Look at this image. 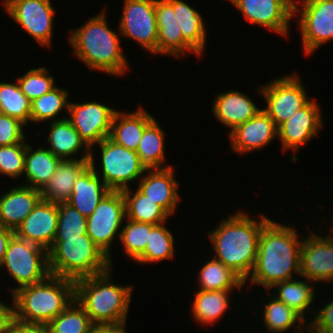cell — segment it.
Masks as SVG:
<instances>
[{"mask_svg":"<svg viewBox=\"0 0 333 333\" xmlns=\"http://www.w3.org/2000/svg\"><path fill=\"white\" fill-rule=\"evenodd\" d=\"M291 226L269 220L261 231L254 268L248 279L250 284L270 290L276 283L300 276V250L303 239ZM293 273V274H292Z\"/></svg>","mask_w":333,"mask_h":333,"instance_id":"1","label":"cell"},{"mask_svg":"<svg viewBox=\"0 0 333 333\" xmlns=\"http://www.w3.org/2000/svg\"><path fill=\"white\" fill-rule=\"evenodd\" d=\"M270 220L264 215L252 219L244 212L231 214L208 235L214 248V259L232 269L246 283L256 263L263 226Z\"/></svg>","mask_w":333,"mask_h":333,"instance_id":"2","label":"cell"},{"mask_svg":"<svg viewBox=\"0 0 333 333\" xmlns=\"http://www.w3.org/2000/svg\"><path fill=\"white\" fill-rule=\"evenodd\" d=\"M105 12L95 15L84 25L71 30L70 44L74 54L87 67L112 76H119L129 69L126 56L120 47V38L109 29Z\"/></svg>","mask_w":333,"mask_h":333,"instance_id":"3","label":"cell"},{"mask_svg":"<svg viewBox=\"0 0 333 333\" xmlns=\"http://www.w3.org/2000/svg\"><path fill=\"white\" fill-rule=\"evenodd\" d=\"M111 269L74 281L75 300L84 308L93 324L127 323L132 287L114 284Z\"/></svg>","mask_w":333,"mask_h":333,"instance_id":"4","label":"cell"},{"mask_svg":"<svg viewBox=\"0 0 333 333\" xmlns=\"http://www.w3.org/2000/svg\"><path fill=\"white\" fill-rule=\"evenodd\" d=\"M12 296L15 318L48 325L75 299V282L49 275L40 283L17 289Z\"/></svg>","mask_w":333,"mask_h":333,"instance_id":"5","label":"cell"},{"mask_svg":"<svg viewBox=\"0 0 333 333\" xmlns=\"http://www.w3.org/2000/svg\"><path fill=\"white\" fill-rule=\"evenodd\" d=\"M50 275L77 280L107 272L109 257L88 234L80 238H54L47 250Z\"/></svg>","mask_w":333,"mask_h":333,"instance_id":"6","label":"cell"},{"mask_svg":"<svg viewBox=\"0 0 333 333\" xmlns=\"http://www.w3.org/2000/svg\"><path fill=\"white\" fill-rule=\"evenodd\" d=\"M19 285L10 291L12 294L19 288L44 281L49 275L47 250L14 235L6 249L1 267Z\"/></svg>","mask_w":333,"mask_h":333,"instance_id":"7","label":"cell"},{"mask_svg":"<svg viewBox=\"0 0 333 333\" xmlns=\"http://www.w3.org/2000/svg\"><path fill=\"white\" fill-rule=\"evenodd\" d=\"M296 14L305 54L333 39V0H294L293 17Z\"/></svg>","mask_w":333,"mask_h":333,"instance_id":"8","label":"cell"},{"mask_svg":"<svg viewBox=\"0 0 333 333\" xmlns=\"http://www.w3.org/2000/svg\"><path fill=\"white\" fill-rule=\"evenodd\" d=\"M259 92L267 103V107L263 108V111L277 127L311 101L296 73L261 85Z\"/></svg>","mask_w":333,"mask_h":333,"instance_id":"9","label":"cell"},{"mask_svg":"<svg viewBox=\"0 0 333 333\" xmlns=\"http://www.w3.org/2000/svg\"><path fill=\"white\" fill-rule=\"evenodd\" d=\"M96 145L101 149L102 179L111 191L129 188L131 181L140 180L146 173L136 151L116 144L109 137Z\"/></svg>","mask_w":333,"mask_h":333,"instance_id":"10","label":"cell"},{"mask_svg":"<svg viewBox=\"0 0 333 333\" xmlns=\"http://www.w3.org/2000/svg\"><path fill=\"white\" fill-rule=\"evenodd\" d=\"M125 217L126 205L122 191H110L87 218V234L109 257L111 267L113 264L111 245L118 233L120 237L121 225Z\"/></svg>","mask_w":333,"mask_h":333,"instance_id":"11","label":"cell"},{"mask_svg":"<svg viewBox=\"0 0 333 333\" xmlns=\"http://www.w3.org/2000/svg\"><path fill=\"white\" fill-rule=\"evenodd\" d=\"M123 5L118 33L155 54L158 41L155 0H124Z\"/></svg>","mask_w":333,"mask_h":333,"instance_id":"12","label":"cell"},{"mask_svg":"<svg viewBox=\"0 0 333 333\" xmlns=\"http://www.w3.org/2000/svg\"><path fill=\"white\" fill-rule=\"evenodd\" d=\"M3 4L10 17L41 46H50L55 14L51 0H4Z\"/></svg>","mask_w":333,"mask_h":333,"instance_id":"13","label":"cell"},{"mask_svg":"<svg viewBox=\"0 0 333 333\" xmlns=\"http://www.w3.org/2000/svg\"><path fill=\"white\" fill-rule=\"evenodd\" d=\"M67 112L71 116L67 119L92 151L95 144L109 137L116 110L90 101L81 104L70 102Z\"/></svg>","mask_w":333,"mask_h":333,"instance_id":"14","label":"cell"},{"mask_svg":"<svg viewBox=\"0 0 333 333\" xmlns=\"http://www.w3.org/2000/svg\"><path fill=\"white\" fill-rule=\"evenodd\" d=\"M239 9L245 20L261 25L279 35L288 36L293 18L294 0H229Z\"/></svg>","mask_w":333,"mask_h":333,"instance_id":"15","label":"cell"},{"mask_svg":"<svg viewBox=\"0 0 333 333\" xmlns=\"http://www.w3.org/2000/svg\"><path fill=\"white\" fill-rule=\"evenodd\" d=\"M300 277L309 281L333 282V234L311 232L300 250Z\"/></svg>","mask_w":333,"mask_h":333,"instance_id":"16","label":"cell"},{"mask_svg":"<svg viewBox=\"0 0 333 333\" xmlns=\"http://www.w3.org/2000/svg\"><path fill=\"white\" fill-rule=\"evenodd\" d=\"M322 124L320 108L311 100L278 127V138L284 152L288 149L298 150L308 143L320 131Z\"/></svg>","mask_w":333,"mask_h":333,"instance_id":"17","label":"cell"},{"mask_svg":"<svg viewBox=\"0 0 333 333\" xmlns=\"http://www.w3.org/2000/svg\"><path fill=\"white\" fill-rule=\"evenodd\" d=\"M58 204L41 199L14 231L15 235L48 250L57 231Z\"/></svg>","mask_w":333,"mask_h":333,"instance_id":"18","label":"cell"},{"mask_svg":"<svg viewBox=\"0 0 333 333\" xmlns=\"http://www.w3.org/2000/svg\"><path fill=\"white\" fill-rule=\"evenodd\" d=\"M278 136V127L261 109L252 119L229 131L231 150L244 154L268 145Z\"/></svg>","mask_w":333,"mask_h":333,"instance_id":"19","label":"cell"},{"mask_svg":"<svg viewBox=\"0 0 333 333\" xmlns=\"http://www.w3.org/2000/svg\"><path fill=\"white\" fill-rule=\"evenodd\" d=\"M158 41L155 54L180 57L187 52L200 54L183 38L174 16L173 7L166 0H155Z\"/></svg>","mask_w":333,"mask_h":333,"instance_id":"20","label":"cell"},{"mask_svg":"<svg viewBox=\"0 0 333 333\" xmlns=\"http://www.w3.org/2000/svg\"><path fill=\"white\" fill-rule=\"evenodd\" d=\"M139 180L138 189L156 202L169 216L173 214L180 202L178 194L179 183L175 179V170L172 167L146 170Z\"/></svg>","mask_w":333,"mask_h":333,"instance_id":"21","label":"cell"},{"mask_svg":"<svg viewBox=\"0 0 333 333\" xmlns=\"http://www.w3.org/2000/svg\"><path fill=\"white\" fill-rule=\"evenodd\" d=\"M89 162L90 166L74 183L71 197L67 202L86 218L92 214L100 201L111 191L96 171L92 151Z\"/></svg>","mask_w":333,"mask_h":333,"instance_id":"22","label":"cell"},{"mask_svg":"<svg viewBox=\"0 0 333 333\" xmlns=\"http://www.w3.org/2000/svg\"><path fill=\"white\" fill-rule=\"evenodd\" d=\"M42 199L39 189L21 185L0 197V225L16 230Z\"/></svg>","mask_w":333,"mask_h":333,"instance_id":"23","label":"cell"},{"mask_svg":"<svg viewBox=\"0 0 333 333\" xmlns=\"http://www.w3.org/2000/svg\"><path fill=\"white\" fill-rule=\"evenodd\" d=\"M90 166L89 159L61 160L50 181L40 190L43 200L55 204L69 201L74 183Z\"/></svg>","mask_w":333,"mask_h":333,"instance_id":"24","label":"cell"},{"mask_svg":"<svg viewBox=\"0 0 333 333\" xmlns=\"http://www.w3.org/2000/svg\"><path fill=\"white\" fill-rule=\"evenodd\" d=\"M216 96H214L212 112L215 118L225 126L230 127V131L252 119L261 110L250 97L237 90L219 93Z\"/></svg>","mask_w":333,"mask_h":333,"instance_id":"25","label":"cell"},{"mask_svg":"<svg viewBox=\"0 0 333 333\" xmlns=\"http://www.w3.org/2000/svg\"><path fill=\"white\" fill-rule=\"evenodd\" d=\"M154 119L143 107L130 113L116 111L109 138L118 145L136 151L144 129Z\"/></svg>","mask_w":333,"mask_h":333,"instance_id":"26","label":"cell"},{"mask_svg":"<svg viewBox=\"0 0 333 333\" xmlns=\"http://www.w3.org/2000/svg\"><path fill=\"white\" fill-rule=\"evenodd\" d=\"M47 140L50 145L47 149L62 160L76 159L71 157L80 150L83 152V159H90L91 148L80 137L66 117L51 121ZM83 146L86 151L82 150Z\"/></svg>","mask_w":333,"mask_h":333,"instance_id":"27","label":"cell"},{"mask_svg":"<svg viewBox=\"0 0 333 333\" xmlns=\"http://www.w3.org/2000/svg\"><path fill=\"white\" fill-rule=\"evenodd\" d=\"M61 160L47 148L39 146L33 150L27 144L23 173L28 180L26 185L41 190L50 181Z\"/></svg>","mask_w":333,"mask_h":333,"instance_id":"28","label":"cell"},{"mask_svg":"<svg viewBox=\"0 0 333 333\" xmlns=\"http://www.w3.org/2000/svg\"><path fill=\"white\" fill-rule=\"evenodd\" d=\"M182 31L183 38L200 54L206 46V30L201 14L182 0H166Z\"/></svg>","mask_w":333,"mask_h":333,"instance_id":"29","label":"cell"},{"mask_svg":"<svg viewBox=\"0 0 333 333\" xmlns=\"http://www.w3.org/2000/svg\"><path fill=\"white\" fill-rule=\"evenodd\" d=\"M164 135L165 133L156 119L144 129L136 153L139 156L140 164L145 170L171 167L164 165Z\"/></svg>","mask_w":333,"mask_h":333,"instance_id":"30","label":"cell"},{"mask_svg":"<svg viewBox=\"0 0 333 333\" xmlns=\"http://www.w3.org/2000/svg\"><path fill=\"white\" fill-rule=\"evenodd\" d=\"M231 290H213L196 292L193 304L192 315L194 321L199 324L209 325L215 323L226 312L229 306V293Z\"/></svg>","mask_w":333,"mask_h":333,"instance_id":"31","label":"cell"},{"mask_svg":"<svg viewBox=\"0 0 333 333\" xmlns=\"http://www.w3.org/2000/svg\"><path fill=\"white\" fill-rule=\"evenodd\" d=\"M136 189L133 193L130 187L122 190L126 205V218L152 225L165 223L169 215L156 202L149 199L138 188Z\"/></svg>","mask_w":333,"mask_h":333,"instance_id":"32","label":"cell"},{"mask_svg":"<svg viewBox=\"0 0 333 333\" xmlns=\"http://www.w3.org/2000/svg\"><path fill=\"white\" fill-rule=\"evenodd\" d=\"M304 280L295 278L289 281H282L276 283L271 289L276 288L277 296L275 297L306 320L304 313L314 303L316 292L313 290L312 282L308 279Z\"/></svg>","mask_w":333,"mask_h":333,"instance_id":"33","label":"cell"},{"mask_svg":"<svg viewBox=\"0 0 333 333\" xmlns=\"http://www.w3.org/2000/svg\"><path fill=\"white\" fill-rule=\"evenodd\" d=\"M198 281V287L203 291L233 290L236 287L240 291L245 284L238 274L214 258L201 268Z\"/></svg>","mask_w":333,"mask_h":333,"instance_id":"34","label":"cell"},{"mask_svg":"<svg viewBox=\"0 0 333 333\" xmlns=\"http://www.w3.org/2000/svg\"><path fill=\"white\" fill-rule=\"evenodd\" d=\"M274 296L271 297L268 303H265L263 309V320L266 329L271 333H283L291 327L298 328L299 333H303V330L308 331V327H303L305 320Z\"/></svg>","mask_w":333,"mask_h":333,"instance_id":"35","label":"cell"},{"mask_svg":"<svg viewBox=\"0 0 333 333\" xmlns=\"http://www.w3.org/2000/svg\"><path fill=\"white\" fill-rule=\"evenodd\" d=\"M0 82V113L16 118L25 125L30 121L31 101L22 93L18 81Z\"/></svg>","mask_w":333,"mask_h":333,"instance_id":"36","label":"cell"},{"mask_svg":"<svg viewBox=\"0 0 333 333\" xmlns=\"http://www.w3.org/2000/svg\"><path fill=\"white\" fill-rule=\"evenodd\" d=\"M68 91L57 86L41 97L31 101L30 122H44L47 120H60L56 118L62 109L68 110ZM56 118V119H55Z\"/></svg>","mask_w":333,"mask_h":333,"instance_id":"37","label":"cell"},{"mask_svg":"<svg viewBox=\"0 0 333 333\" xmlns=\"http://www.w3.org/2000/svg\"><path fill=\"white\" fill-rule=\"evenodd\" d=\"M84 308L74 299L49 324V333H90L93 327Z\"/></svg>","mask_w":333,"mask_h":333,"instance_id":"38","label":"cell"},{"mask_svg":"<svg viewBox=\"0 0 333 333\" xmlns=\"http://www.w3.org/2000/svg\"><path fill=\"white\" fill-rule=\"evenodd\" d=\"M174 247V237L164 223L155 225L149 234L144 253L136 262L142 264L172 259L175 255Z\"/></svg>","mask_w":333,"mask_h":333,"instance_id":"39","label":"cell"},{"mask_svg":"<svg viewBox=\"0 0 333 333\" xmlns=\"http://www.w3.org/2000/svg\"><path fill=\"white\" fill-rule=\"evenodd\" d=\"M127 224L121 229L120 240L126 254L136 261L145 250L151 229L155 226L148 223L135 222L126 218Z\"/></svg>","mask_w":333,"mask_h":333,"instance_id":"40","label":"cell"},{"mask_svg":"<svg viewBox=\"0 0 333 333\" xmlns=\"http://www.w3.org/2000/svg\"><path fill=\"white\" fill-rule=\"evenodd\" d=\"M87 234V218L70 204H58V222L55 238H80Z\"/></svg>","mask_w":333,"mask_h":333,"instance_id":"41","label":"cell"},{"mask_svg":"<svg viewBox=\"0 0 333 333\" xmlns=\"http://www.w3.org/2000/svg\"><path fill=\"white\" fill-rule=\"evenodd\" d=\"M22 93L33 101L55 88V81L44 67L29 69L26 74L16 79Z\"/></svg>","mask_w":333,"mask_h":333,"instance_id":"42","label":"cell"},{"mask_svg":"<svg viewBox=\"0 0 333 333\" xmlns=\"http://www.w3.org/2000/svg\"><path fill=\"white\" fill-rule=\"evenodd\" d=\"M26 146L25 141L14 145L0 146V174L14 179L23 175Z\"/></svg>","mask_w":333,"mask_h":333,"instance_id":"43","label":"cell"},{"mask_svg":"<svg viewBox=\"0 0 333 333\" xmlns=\"http://www.w3.org/2000/svg\"><path fill=\"white\" fill-rule=\"evenodd\" d=\"M25 124L16 118L0 113V146H9L25 141Z\"/></svg>","mask_w":333,"mask_h":333,"instance_id":"44","label":"cell"},{"mask_svg":"<svg viewBox=\"0 0 333 333\" xmlns=\"http://www.w3.org/2000/svg\"><path fill=\"white\" fill-rule=\"evenodd\" d=\"M305 323L308 326V333H333V299L326 303L318 311L313 321Z\"/></svg>","mask_w":333,"mask_h":333,"instance_id":"45","label":"cell"},{"mask_svg":"<svg viewBox=\"0 0 333 333\" xmlns=\"http://www.w3.org/2000/svg\"><path fill=\"white\" fill-rule=\"evenodd\" d=\"M9 333H49V328L48 325L29 323L14 318Z\"/></svg>","mask_w":333,"mask_h":333,"instance_id":"46","label":"cell"},{"mask_svg":"<svg viewBox=\"0 0 333 333\" xmlns=\"http://www.w3.org/2000/svg\"><path fill=\"white\" fill-rule=\"evenodd\" d=\"M15 318L14 303L13 307L3 304L0 301V333H9L12 321Z\"/></svg>","mask_w":333,"mask_h":333,"instance_id":"47","label":"cell"},{"mask_svg":"<svg viewBox=\"0 0 333 333\" xmlns=\"http://www.w3.org/2000/svg\"><path fill=\"white\" fill-rule=\"evenodd\" d=\"M125 324H94L90 333H126Z\"/></svg>","mask_w":333,"mask_h":333,"instance_id":"48","label":"cell"},{"mask_svg":"<svg viewBox=\"0 0 333 333\" xmlns=\"http://www.w3.org/2000/svg\"><path fill=\"white\" fill-rule=\"evenodd\" d=\"M14 235V230L0 225V264L3 261L9 242Z\"/></svg>","mask_w":333,"mask_h":333,"instance_id":"49","label":"cell"}]
</instances>
